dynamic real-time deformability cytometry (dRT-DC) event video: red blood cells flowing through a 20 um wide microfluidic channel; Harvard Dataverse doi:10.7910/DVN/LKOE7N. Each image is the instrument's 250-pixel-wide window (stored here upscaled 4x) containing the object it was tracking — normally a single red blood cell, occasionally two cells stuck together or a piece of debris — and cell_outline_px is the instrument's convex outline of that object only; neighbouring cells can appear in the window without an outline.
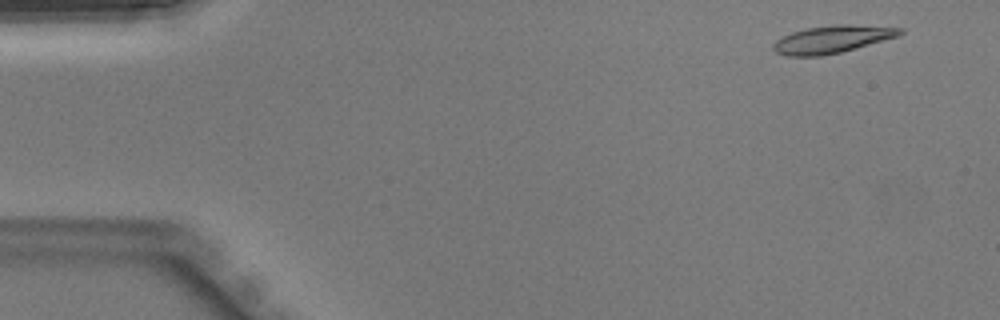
{"species": "Egyptian fruit bat (a non-hibernating species)", "species_latin": "Rousettus aegyptiacus", "temperature_condition": "warm", "stored_images_in_passage": 41, "camera_frame_rate_fps": 3000, "um_per_image_px": 0.085, "animal": {"sex": "male"}, "frame": {"image": 1, "passage_image": 2, "time_ms": 0.333, "image_size_px": [1000, 320], "cell_outline_px": [[904, 32], [896, 36], [840, 52], [820, 56], [784, 56], [776, 52], [772, 48], [772, 44], [776, 40], [792, 32], [804, 28], [832, 24], [852, 24], [904, 28]], "centroid_in_image_um": [70.68, 3.32], "position_along_channel_um": 14.3, "area_um2": 20.23}}
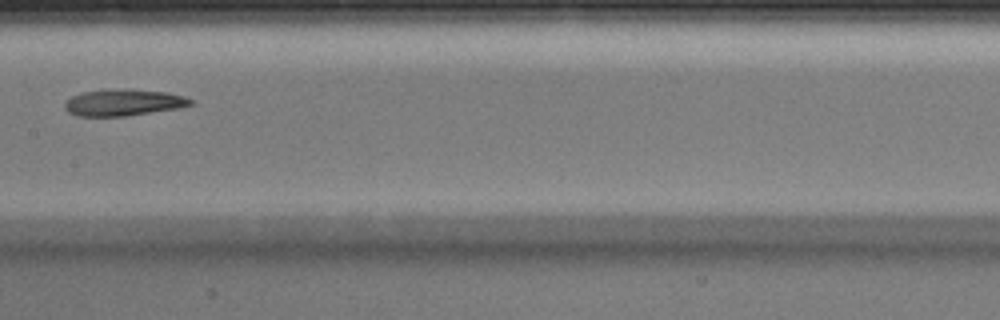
{"frame": {"image": 2, "passage_image": 21, "time_ms": 6.667, "image_size_px": [1000, 320], "cell_outline_px": [[192, 104], [176, 108], [124, 116], [76, 116], [68, 112], [64, 108], [64, 104], [72, 96], [84, 92], [128, 88], [168, 92], [184, 96], [192, 100]], "centroid_in_image_um": [10.48, 8.71], "position_along_channel_um": 196.9, "area_um2": 19.25}}
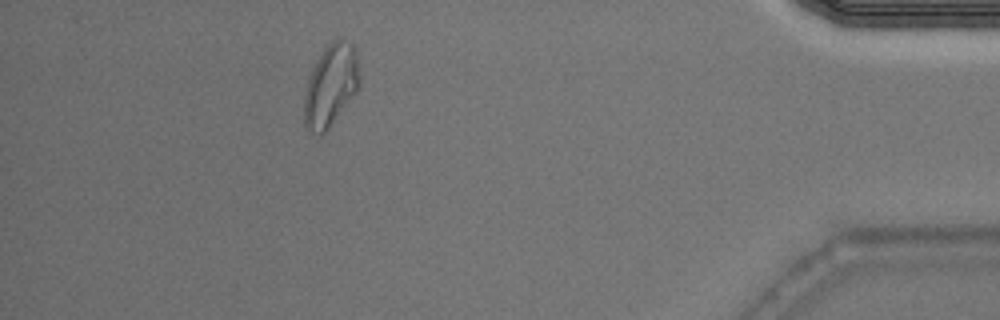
{"frame": {"image": 3, "passage_image": 38, "time_ms": 12.333, "image_size_px": [1000, 320], "cell_outline_px": [[360, 84], [356, 92], [328, 128], [320, 136], [304, 128], [304, 92], [312, 68], [316, 60], [324, 48], [332, 40], [340, 36], [344, 36], [352, 44], [356, 52], [360, 76]], "centroid_in_image_um": [28.11, 7.21], "position_along_channel_um": 407.1, "area_um2": 26.76}}